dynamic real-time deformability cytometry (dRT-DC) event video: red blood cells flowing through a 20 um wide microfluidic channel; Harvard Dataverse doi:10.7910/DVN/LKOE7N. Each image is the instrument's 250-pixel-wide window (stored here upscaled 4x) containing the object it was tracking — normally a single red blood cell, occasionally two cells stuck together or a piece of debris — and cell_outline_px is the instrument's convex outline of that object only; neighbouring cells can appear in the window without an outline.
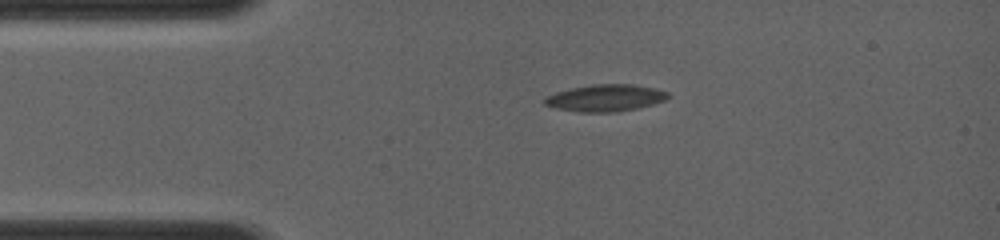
{"species": "common noctule bat (a hibernating species)", "species_latin": "Nyctalus noctula", "temperature_condition": "room temperature", "stored_images_in_passage": 5, "camera_frame_rate_fps": 4000, "um_per_image_px": 0.085, "animal": {"sex": "female", "body_mass_g": 19.0, "forearm_length_mm": 56.7}, "frame": {"image": 1, "passage_image": 1, "time_ms": 0.0, "image_size_px": [1000, 240], "cell_outline_px": [[672, 96], [664, 100], [652, 104], [636, 108], [616, 112], [580, 112], [556, 108], [544, 104], [544, 100], [548, 96], [556, 92], [572, 88], [592, 84], [632, 84], [656, 88], [668, 92]], "centroid_in_image_um": [51.5, 8.32], "position_along_channel_um": 33.5, "area_um2": 19.25}}
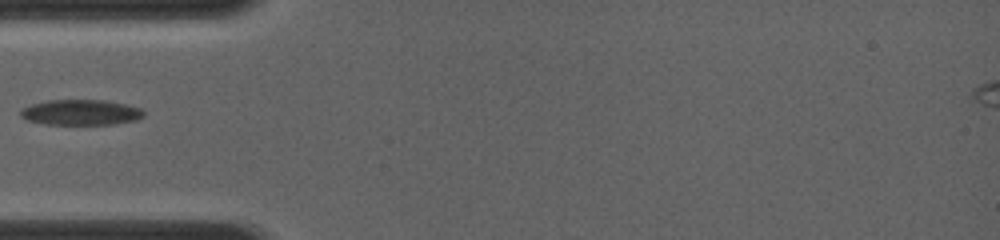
{"frame": {"image": 2, "passage_image": 4, "time_ms": 1.75, "image_size_px": [1000, 240], "cell_outline_px": [[144, 116], [136, 120], [116, 124], [44, 124], [28, 120], [20, 116], [20, 108], [32, 104], [48, 100], [104, 100], [124, 104], [140, 108], [144, 112]], "centroid_in_image_um": [6.85, 9.55], "position_along_channel_um": 78.1, "area_um2": 18.26}}